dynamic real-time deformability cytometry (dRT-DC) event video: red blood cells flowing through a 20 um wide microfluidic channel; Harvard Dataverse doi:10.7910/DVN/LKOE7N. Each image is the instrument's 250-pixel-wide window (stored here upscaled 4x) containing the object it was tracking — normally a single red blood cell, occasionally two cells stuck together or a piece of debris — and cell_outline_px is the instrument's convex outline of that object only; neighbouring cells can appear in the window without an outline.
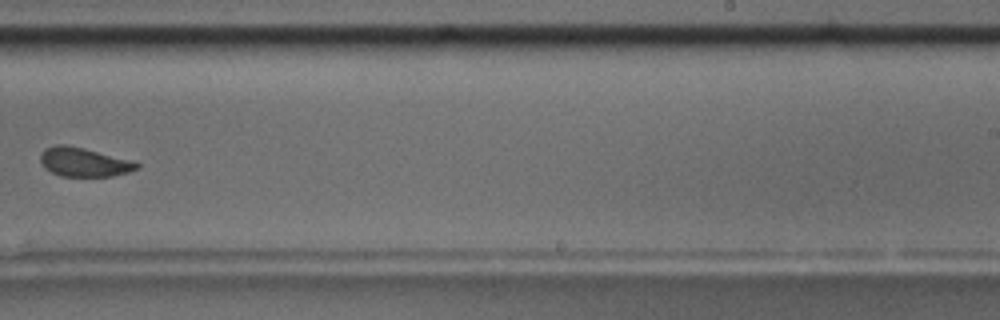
{"species": "common noctule bat (a hibernating species)", "species_latin": "Nyctalus noctula", "temperature_condition": "room temperature", "stored_images_in_passage": 16, "camera_frame_rate_fps": 3000, "um_per_image_px": 0.085, "animal": {"sex": "male", "body_mass_g": 17.5, "forearm_length_mm": 52.3}, "frame": {"image": 1, "passage_image": 10, "time_ms": 11.667, "image_size_px": [1000, 320], "cell_outline_px": [[140, 168], [128, 172], [112, 176], [60, 176], [44, 168], [40, 160], [40, 156], [44, 148], [56, 144], [64, 144], [84, 148], [140, 164]], "centroid_in_image_um": [7.07, 13.78], "position_along_channel_um": 281.9, "area_um2": 16.01}, "authors_computed_cell_mechanics": {"area_um2": 17.4556, "velocity_mm_per_s": 3.5817, "shape_relaxation_time_tau1_ms": 3.6615, "shape_relaxation_time_tau2_ms": null, "deformation_change_tau1": 0.092, "deformation_change_tau2": null}}